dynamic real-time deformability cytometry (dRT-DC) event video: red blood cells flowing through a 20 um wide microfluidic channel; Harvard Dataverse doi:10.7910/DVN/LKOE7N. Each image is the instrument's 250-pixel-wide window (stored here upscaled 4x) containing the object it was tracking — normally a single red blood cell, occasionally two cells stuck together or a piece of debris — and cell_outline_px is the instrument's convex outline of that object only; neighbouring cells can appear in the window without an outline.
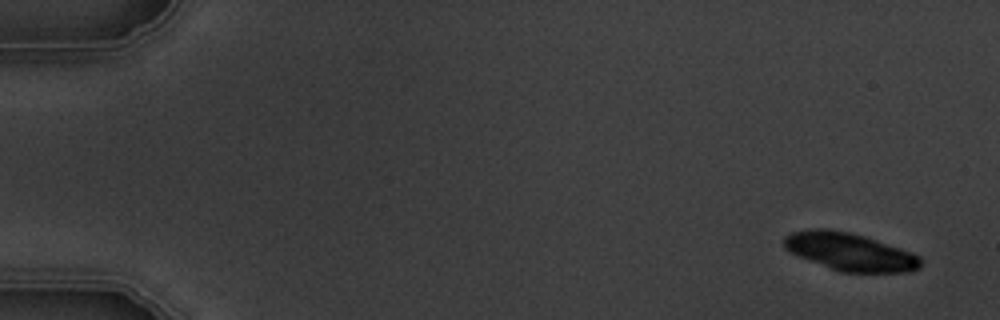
{"species": "common noctule bat (a hibernating species)", "species_latin": "Nyctalus noctula", "temperature_condition": "warm", "stored_images_in_passage": 4, "camera_frame_rate_fps": 3000, "um_per_image_px": 0.085, "animal": {"sex": "male", "body_mass_g": 19.5, "forearm_length_mm": 54.6}, "frame": {"image": 1, "passage_image": 1, "time_ms": 0.0, "image_size_px": [1000, 320], "cell_outline_px": [[920, 268], [908, 272], [840, 272], [800, 256], [784, 248], [784, 236], [792, 232], [812, 228], [828, 228], [848, 232], [864, 236], [912, 252], [920, 256]], "centroid_in_image_um": [72.24, 21.39], "position_along_channel_um": 12.8, "area_um2": 29.77}}